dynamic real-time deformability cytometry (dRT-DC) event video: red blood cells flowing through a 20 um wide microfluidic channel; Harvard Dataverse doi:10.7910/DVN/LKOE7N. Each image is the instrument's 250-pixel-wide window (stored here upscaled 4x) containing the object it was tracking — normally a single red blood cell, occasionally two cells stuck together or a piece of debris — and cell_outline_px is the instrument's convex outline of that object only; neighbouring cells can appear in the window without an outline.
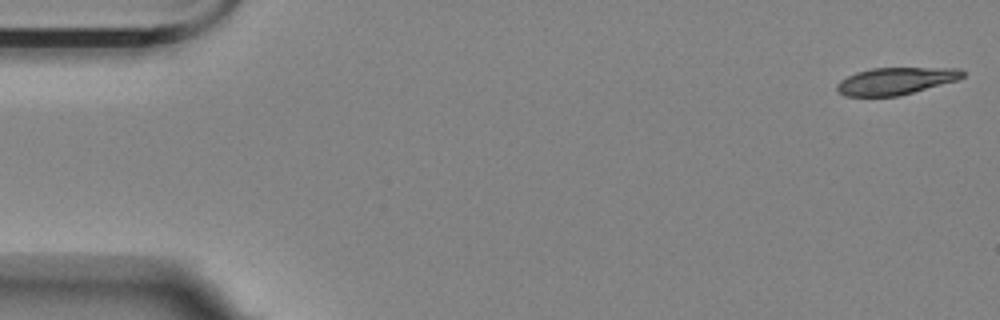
{"species": "Egyptian fruit bat (a non-hibernating species)", "species_latin": "Rousettus aegyptiacus", "temperature_condition": "room temperature", "stored_images_in_passage": 56, "camera_frame_rate_fps": 3000, "um_per_image_px": 0.085, "animal": {"sex": "female"}, "frame": {"image": 1, "passage_image": 1, "time_ms": 0.0, "image_size_px": [1000, 320], "cell_outline_px": [[964, 76], [956, 80], [912, 92], [896, 96], [844, 96], [836, 88], [836, 84], [840, 80], [856, 72], [872, 68], [960, 68], [964, 72]], "centroid_in_image_um": [76.1, 6.87], "position_along_channel_um": 8.9, "area_um2": 19.59}}
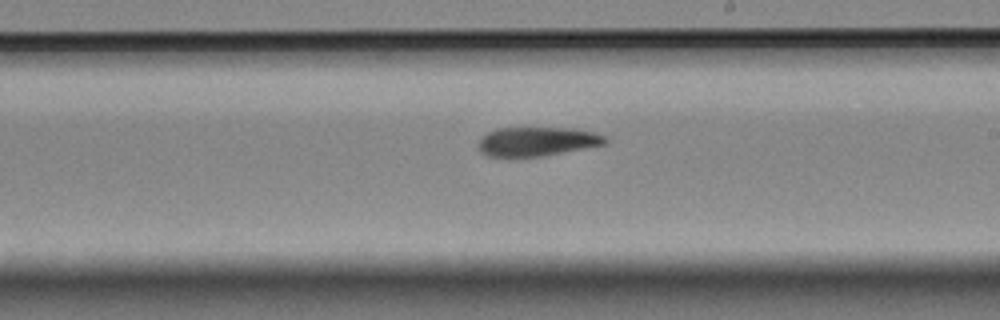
{"frame": {"image": 2, "passage_image": 32, "time_ms": 10.333, "image_size_px": [1000, 320], "cell_outline_px": [[608, 140], [604, 144], [540, 156], [488, 156], [480, 152], [480, 140], [488, 132], [496, 128], [572, 128], [592, 132], [604, 136]], "centroid_in_image_um": [45.63, 12.01], "position_along_channel_um": 243.4, "area_um2": 20.92}}
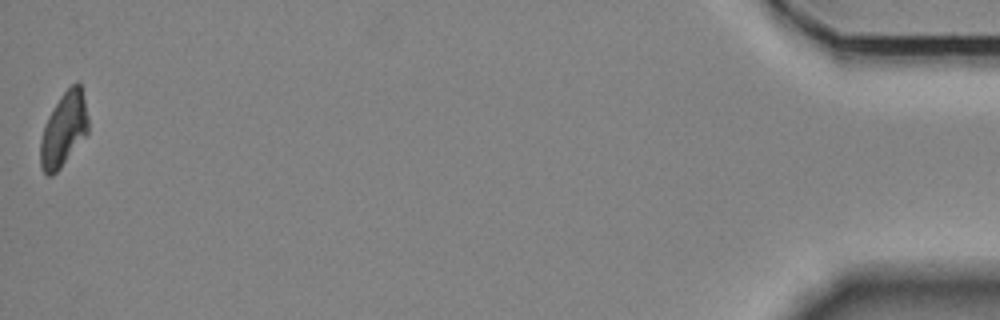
{"frame": {"image": 3, "passage_image": 56, "time_ms": 18.333, "image_size_px": [1000, 320], "cell_outline_px": [[88, 132], [60, 168], [52, 176], [48, 176], [40, 168], [40, 140], [48, 116], [60, 96], [76, 80], [80, 84], [88, 116]], "centroid_in_image_um": [5.4, 11.01], "position_along_channel_um": 429.8, "area_um2": 20.4}, "authors_computed_cell_mechanics": {"area_um2": 22.0796, "velocity_mm_per_s": 3.5045, "shape_relaxation_time_tau1_ms": 4.6148, "shape_relaxation_time_tau2_ms": 10.5043, "deformation_change_tau1": 0.1531, "deformation_change_tau2": 0.1946}}